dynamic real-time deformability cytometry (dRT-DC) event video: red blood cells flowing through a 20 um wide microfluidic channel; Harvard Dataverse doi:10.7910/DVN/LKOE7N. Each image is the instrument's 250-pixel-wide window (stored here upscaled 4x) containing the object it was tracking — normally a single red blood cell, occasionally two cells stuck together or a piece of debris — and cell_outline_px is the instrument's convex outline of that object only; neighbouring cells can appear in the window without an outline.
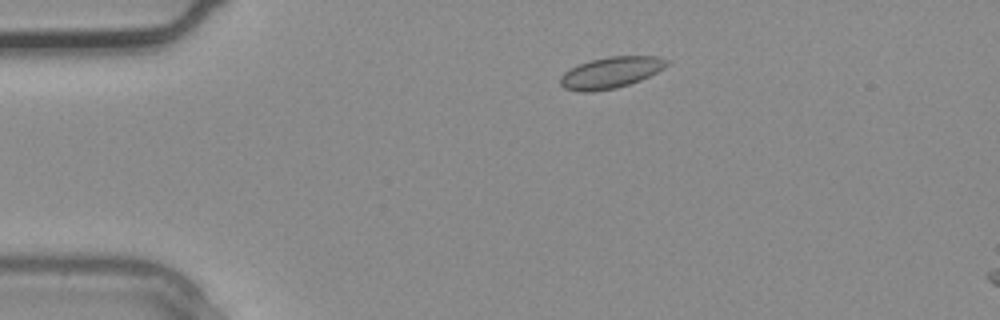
{"species": "common noctule bat (a hibernating species)", "species_latin": "Nyctalus noctula", "temperature_condition": "warm", "stored_images_in_passage": 2, "camera_frame_rate_fps": 3000, "um_per_image_px": 0.085, "animal": {"sex": "male", "body_mass_g": 20.4}, "frame": {"image": 1, "passage_image": 1, "time_ms": 0.0, "image_size_px": [1000, 320], "cell_outline_px": [[672, 60], [664, 68], [640, 80], [616, 88], [592, 92], [580, 92], [564, 88], [560, 84], [560, 76], [564, 72], [580, 64], [592, 60], [608, 56], [656, 56]], "centroid_in_image_um": [51.93, 6.17], "position_along_channel_um": 33.1, "area_um2": 19.36}}